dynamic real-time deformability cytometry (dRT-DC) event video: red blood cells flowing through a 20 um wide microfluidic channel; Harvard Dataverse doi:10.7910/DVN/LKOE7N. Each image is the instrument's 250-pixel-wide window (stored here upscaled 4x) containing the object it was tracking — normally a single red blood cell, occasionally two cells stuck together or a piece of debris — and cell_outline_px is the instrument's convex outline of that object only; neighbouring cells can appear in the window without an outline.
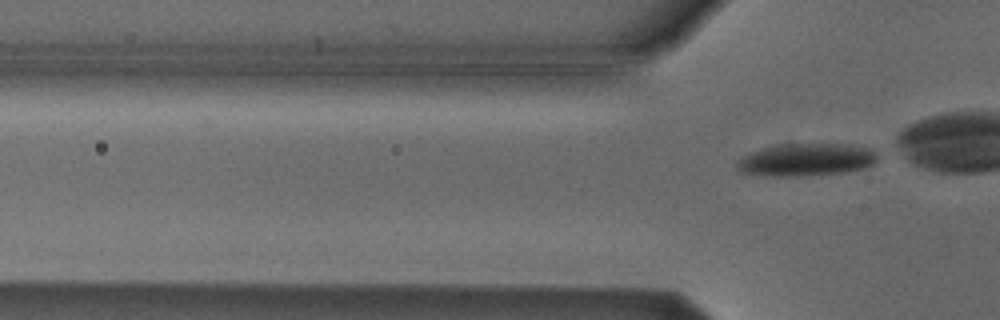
{"species": "Egyptian fruit bat (a non-hibernating species)", "species_latin": "Rousettus aegyptiacus", "temperature_condition": "cold", "stored_images_in_passage": 8, "camera_frame_rate_fps": 3000, "um_per_image_px": 0.085, "animal": {"sex": "male"}, "frame": {"image": 1, "passage_image": 8, "time_ms": 2.333, "image_size_px": [1000, 320], "cell_outline_px": [[876, 160], [872, 164], [864, 168], [844, 172], [808, 176], [756, 176], [740, 172], [736, 168], [736, 164], [744, 156], [760, 148], [780, 144], [852, 144], [872, 148], [876, 152]], "centroid_in_image_um": [68.51, 13.58], "position_along_channel_um": 57.3, "area_um2": 26.99}}